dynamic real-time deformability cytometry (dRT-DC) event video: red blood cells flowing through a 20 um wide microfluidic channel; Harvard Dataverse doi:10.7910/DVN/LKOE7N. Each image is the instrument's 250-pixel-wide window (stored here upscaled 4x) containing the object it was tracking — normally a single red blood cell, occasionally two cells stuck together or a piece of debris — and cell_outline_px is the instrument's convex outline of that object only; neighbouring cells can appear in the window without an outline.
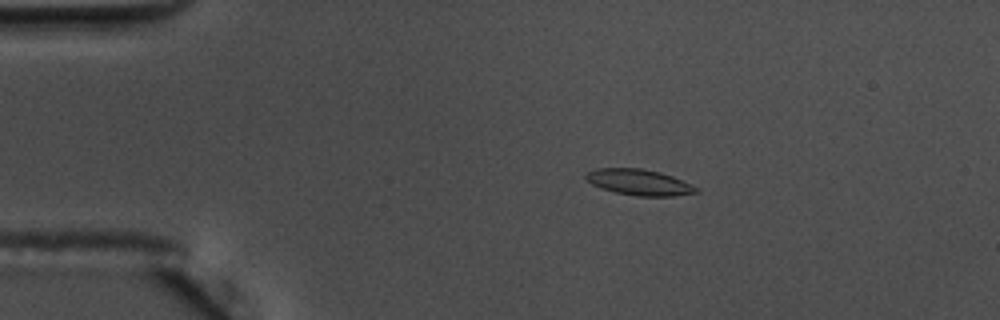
{"species": "common noctule bat (a hibernating species)", "species_latin": "Nyctalus noctula", "temperature_condition": "warm", "stored_images_in_passage": 49, "camera_frame_rate_fps": 3000, "um_per_image_px": 0.085, "animal": {"sex": "male", "body_mass_g": 17.5, "forearm_length_mm": 52.3}, "frame": {"image": 1, "passage_image": 4, "time_ms": 1.0, "image_size_px": [1000, 320], "cell_outline_px": [[700, 192], [672, 196], [636, 196], [616, 192], [600, 188], [592, 184], [584, 176], [588, 172], [596, 168], [640, 168], [660, 172], [672, 176], [692, 184]], "centroid_in_image_um": [54.33, 15.49], "position_along_channel_um": 30.7, "area_um2": 16.59}}
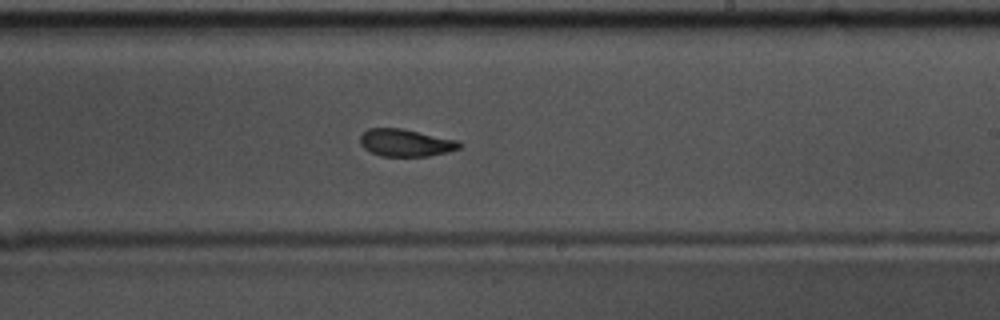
{"frame": {"image": 2, "passage_image": 27, "time_ms": 8.667, "image_size_px": [1000, 320], "cell_outline_px": [[460, 148], [448, 152], [428, 156], [380, 156], [364, 148], [360, 144], [360, 136], [368, 128], [400, 128], [460, 140]], "centroid_in_image_um": [34.49, 12.13], "position_along_channel_um": 254.5, "area_um2": 15.84}}
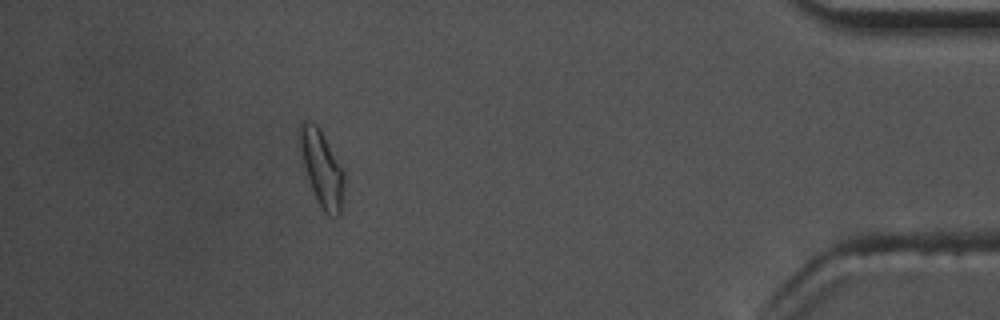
{"frame": {"image": 3, "passage_image": 44, "time_ms": 14.333, "image_size_px": [1000, 320], "cell_outline_px": [[344, 180], [340, 216], [328, 216], [324, 212], [312, 188], [304, 164], [296, 136], [300, 124], [304, 120], [308, 120], [316, 124], [320, 128], [344, 172]], "centroid_in_image_um": [27.33, 14.25], "position_along_channel_um": 407.9, "area_um2": 19.36}, "authors_computed_cell_mechanics": {"area_um2": 16.473, "velocity_mm_per_s": 3.6263, "shape_relaxation_time_tau1_ms": 6.2925, "shape_relaxation_time_tau2_ms": 2.9822, "deformation_change_tau1": 0.1722, "deformation_change_tau2": 0.0868}}